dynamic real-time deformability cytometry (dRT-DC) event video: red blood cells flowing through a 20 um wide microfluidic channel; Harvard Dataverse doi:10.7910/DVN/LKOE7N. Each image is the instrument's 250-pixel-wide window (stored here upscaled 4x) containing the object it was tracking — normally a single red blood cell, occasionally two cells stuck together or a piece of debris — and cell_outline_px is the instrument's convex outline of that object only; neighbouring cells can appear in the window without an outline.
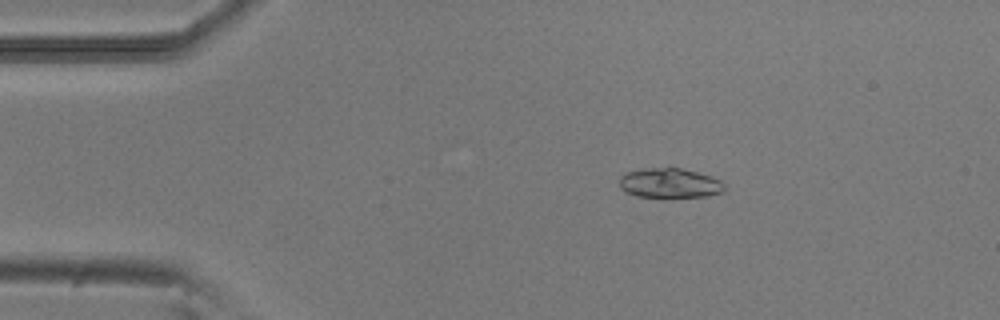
{"species": "common noctule bat (a hibernating species)", "species_latin": "Nyctalus noctula", "temperature_condition": "room temperature", "stored_images_in_passage": 2, "camera_frame_rate_fps": 3000, "um_per_image_px": 0.085, "animal": {"sex": "male", "body_mass_g": 20.5, "forearm_length_mm": 52.5}, "frame": {"image": 1, "passage_image": 1, "time_ms": 0.0, "image_size_px": [1000, 320], "cell_outline_px": [[724, 192], [708, 196], [636, 196], [620, 188], [620, 176], [624, 172], [648, 168], [680, 168], [712, 176], [720, 180], [724, 184]], "centroid_in_image_um": [56.93, 15.55], "position_along_channel_um": 28.1, "area_um2": 17.92}}